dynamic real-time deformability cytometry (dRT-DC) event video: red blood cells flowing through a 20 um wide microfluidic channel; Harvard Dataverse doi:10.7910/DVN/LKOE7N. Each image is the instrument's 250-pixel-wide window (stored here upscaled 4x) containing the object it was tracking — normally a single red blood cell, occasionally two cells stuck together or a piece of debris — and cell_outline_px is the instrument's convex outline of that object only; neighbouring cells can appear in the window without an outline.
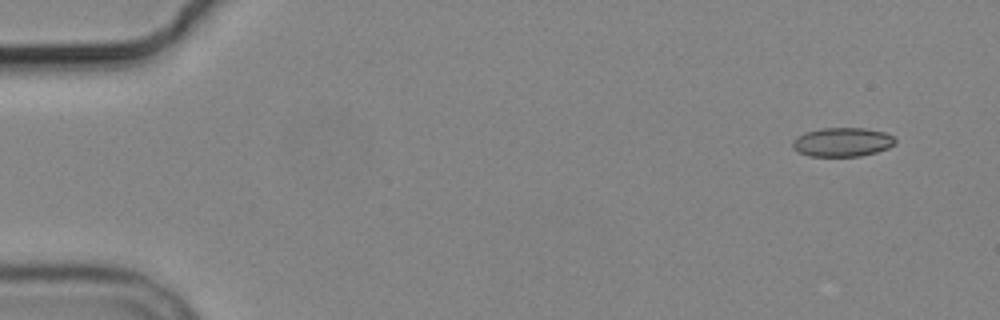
{"species": "common noctule bat (a hibernating species)", "species_latin": "Nyctalus noctula", "temperature_condition": "cold", "stored_images_in_passage": 5, "camera_frame_rate_fps": 3000, "um_per_image_px": 0.085, "animal": {"sex": "male", "body_mass_g": 19.2, "forearm_length_mm": 51.8}, "frame": {"image": 1, "passage_image": 1, "time_ms": 0.0, "image_size_px": [1000, 320], "cell_outline_px": [[896, 144], [888, 148], [876, 152], [860, 156], [808, 156], [792, 148], [792, 140], [796, 136], [804, 132], [820, 128], [864, 128], [884, 132], [892, 136], [896, 140]], "centroid_in_image_um": [71.57, 12.07], "position_along_channel_um": 13.4, "area_um2": 17.46}}
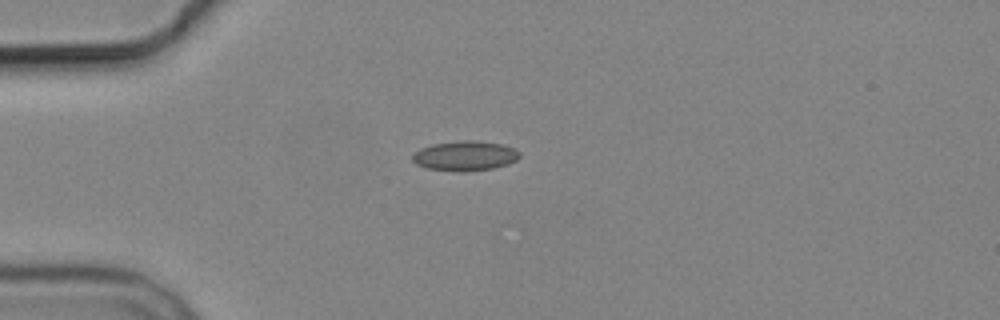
{"frame": {"image": 2, "passage_image": 3, "time_ms": 3.667, "image_size_px": [1000, 320], "cell_outline_px": [[520, 156], [516, 160], [508, 164], [492, 168], [428, 168], [416, 164], [412, 160], [412, 156], [420, 148], [432, 144], [460, 140], [476, 140], [500, 144], [512, 148], [520, 152]], "centroid_in_image_um": [39.53, 13.18], "position_along_channel_um": 45.5, "area_um2": 17.57}}